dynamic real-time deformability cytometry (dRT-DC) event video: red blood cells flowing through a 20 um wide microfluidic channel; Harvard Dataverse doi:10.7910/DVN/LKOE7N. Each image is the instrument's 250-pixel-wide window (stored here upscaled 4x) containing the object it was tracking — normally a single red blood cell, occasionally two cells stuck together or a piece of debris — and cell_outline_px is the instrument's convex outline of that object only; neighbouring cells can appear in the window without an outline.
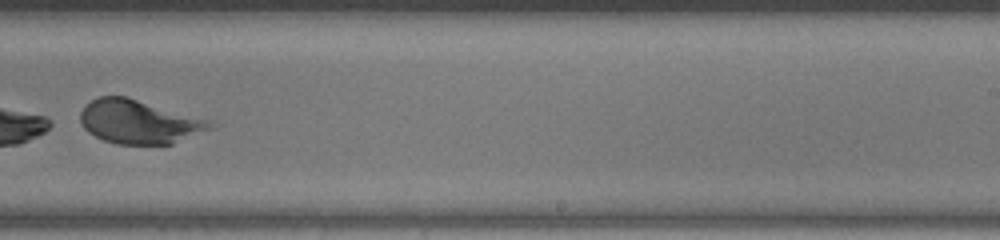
{"species": "human", "species_latin": "Homo sapiens", "temperature_condition": "warm", "stored_images_in_passage": 47, "camera_frame_rate_fps": 3000, "um_per_image_px": 0.085, "donor": {"sex": "female"}, "frame": {"image": 1, "passage_image": 30, "time_ms": 9.667, "image_size_px": [1000, 240], "cell_outline_px": [[220, 124], [216, 128], [172, 144], [116, 144], [104, 140], [88, 132], [84, 128], [80, 120], [80, 112], [92, 100], [100, 96], [124, 96], [212, 120]], "centroid_in_image_um": [11.91, 10.37], "position_along_channel_um": 277.1, "area_um2": 33.29}}